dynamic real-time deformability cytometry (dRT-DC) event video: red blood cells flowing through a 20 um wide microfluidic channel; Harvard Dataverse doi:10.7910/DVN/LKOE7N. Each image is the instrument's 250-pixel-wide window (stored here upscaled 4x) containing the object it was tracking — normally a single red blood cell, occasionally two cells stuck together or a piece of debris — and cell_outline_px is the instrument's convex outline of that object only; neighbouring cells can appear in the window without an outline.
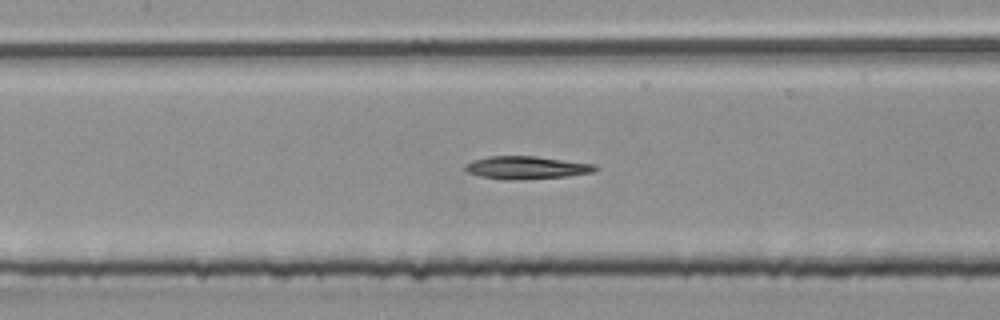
{"species": "common noctule bat (a hibernating species)", "species_latin": "Nyctalus noctula", "temperature_condition": "room temperature", "stored_images_in_passage": 4, "camera_frame_rate_fps": 3000, "um_per_image_px": 0.085, "animal": {"sex": "male", "body_mass_g": 20.4}, "frame": {"image": 1, "passage_image": 4, "time_ms": 1.0, "image_size_px": [1000, 320], "cell_outline_px": [[600, 168], [596, 172], [568, 176], [480, 176], [468, 172], [464, 168], [464, 164], [472, 160], [488, 156], [536, 156], [596, 164]], "centroid_in_image_um": [44.84, 14.17], "position_along_channel_um": 162.6, "area_um2": 16.13}}